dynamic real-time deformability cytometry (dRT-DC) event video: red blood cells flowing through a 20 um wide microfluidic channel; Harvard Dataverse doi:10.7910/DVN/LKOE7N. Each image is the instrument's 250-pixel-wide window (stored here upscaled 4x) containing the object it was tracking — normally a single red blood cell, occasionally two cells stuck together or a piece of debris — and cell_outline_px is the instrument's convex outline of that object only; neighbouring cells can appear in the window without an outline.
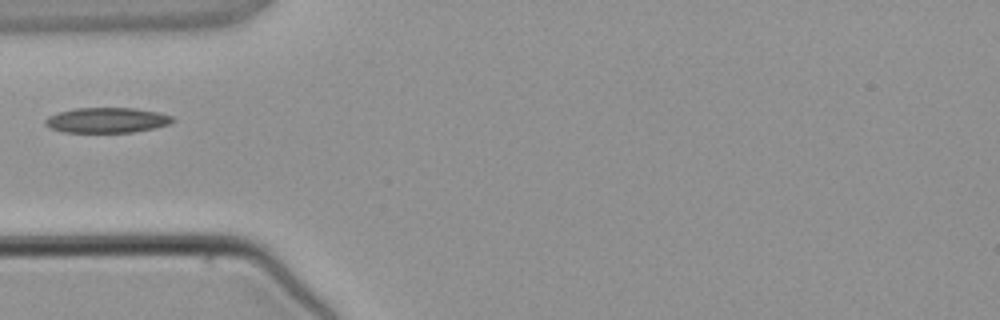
{"species": "common noctule bat (a hibernating species)", "species_latin": "Nyctalus noctula", "temperature_condition": "warm", "stored_images_in_passage": 4, "camera_frame_rate_fps": 3000, "um_per_image_px": 0.085, "animal": {"sex": "male", "body_mass_g": 21.5, "forearm_length_mm": 52.0}, "frame": {"image": 1, "passage_image": 4, "time_ms": 3.667, "image_size_px": [1000, 320], "cell_outline_px": [[176, 120], [168, 124], [152, 128], [132, 132], [60, 132], [44, 124], [44, 120], [48, 116], [56, 112], [76, 108], [136, 108], [160, 112], [172, 116]], "centroid_in_image_um": [9.06, 10.2], "position_along_channel_um": 75.9, "area_um2": 18.79}}